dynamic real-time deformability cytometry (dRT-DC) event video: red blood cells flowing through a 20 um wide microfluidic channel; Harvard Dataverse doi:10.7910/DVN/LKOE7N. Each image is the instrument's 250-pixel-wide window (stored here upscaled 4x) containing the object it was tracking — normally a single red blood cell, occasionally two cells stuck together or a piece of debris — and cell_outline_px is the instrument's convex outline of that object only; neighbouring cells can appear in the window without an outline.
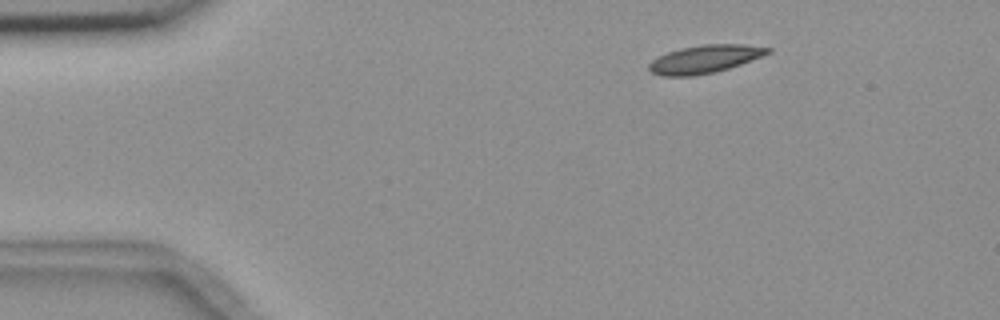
{"species": "common noctule bat (a hibernating species)", "species_latin": "Nyctalus noctula", "temperature_condition": "room temperature", "stored_images_in_passage": 4, "camera_frame_rate_fps": 3000, "um_per_image_px": 0.085, "animal": {"sex": "female", "body_mass_g": 18.4}, "frame": {"image": 1, "passage_image": 1, "time_ms": 0.0, "image_size_px": [1000, 320], "cell_outline_px": [[772, 52], [740, 64], [728, 68], [712, 72], [692, 76], [660, 76], [652, 72], [648, 68], [648, 64], [652, 60], [668, 52], [680, 48], [704, 44], [744, 44], [772, 48]], "centroid_in_image_um": [59.9, 5.01], "position_along_channel_um": 25.1, "area_um2": 19.19}}
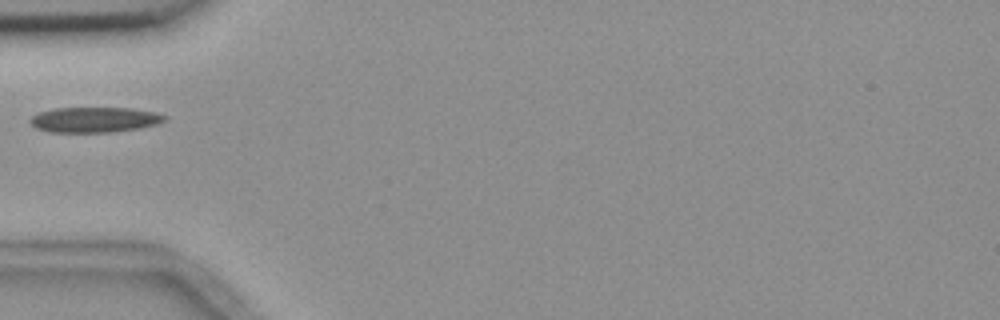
{"frame": {"image": 2, "passage_image": 4, "time_ms": 3.333, "image_size_px": [1000, 320], "cell_outline_px": [[168, 116], [164, 120], [156, 124], [140, 128], [112, 132], [48, 132], [36, 128], [28, 124], [28, 120], [32, 116], [40, 112], [52, 108], [132, 108], [156, 112]], "centroid_in_image_um": [7.99, 10.17], "position_along_channel_um": 77.0, "area_um2": 20.0}}